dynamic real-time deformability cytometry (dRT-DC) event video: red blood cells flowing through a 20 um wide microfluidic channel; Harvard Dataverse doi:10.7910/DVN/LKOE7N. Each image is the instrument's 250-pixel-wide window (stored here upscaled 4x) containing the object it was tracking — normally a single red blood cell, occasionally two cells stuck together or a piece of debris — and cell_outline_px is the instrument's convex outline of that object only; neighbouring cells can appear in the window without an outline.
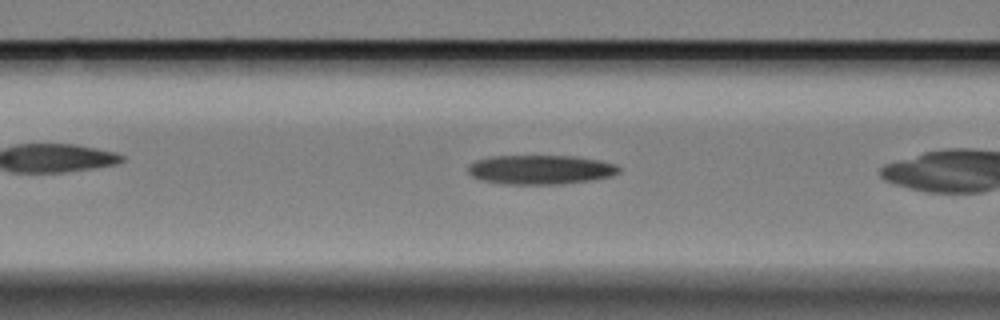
{"species": "Egyptian fruit bat (a non-hibernating species)", "species_latin": "Rousettus aegyptiacus", "temperature_condition": "cold", "stored_images_in_passage": 29, "camera_frame_rate_fps": 3000, "um_per_image_px": 0.085, "animal": {"sex": "female"}, "frame": {"image": 1, "passage_image": 5, "time_ms": 1.333, "image_size_px": [1000, 320], "cell_outline_px": [[620, 172], [612, 176], [592, 180], [560, 184], [500, 184], [480, 180], [472, 176], [468, 172], [468, 164], [476, 160], [488, 156], [576, 156], [600, 160], [616, 164], [620, 168]], "centroid_in_image_um": [45.93, 14.42], "position_along_channel_um": 120.7, "area_um2": 26.07}}
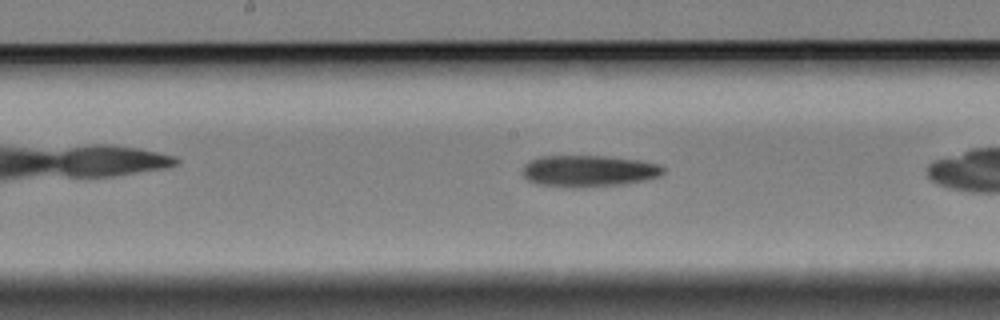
{"frame": {"image": 2, "passage_image": 12, "time_ms": 3.667, "image_size_px": [1000, 320], "cell_outline_px": [[664, 172], [660, 176], [644, 180], [624, 184], [572, 188], [568, 188], [536, 184], [528, 180], [524, 176], [524, 164], [540, 156], [612, 156], [640, 160], [656, 164], [664, 168]], "centroid_in_image_um": [50.04, 14.54], "position_along_channel_um": 198.2, "area_um2": 25.95}}
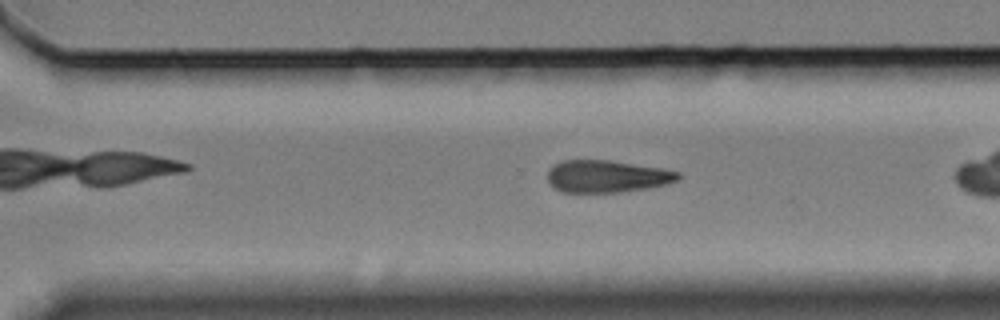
{"frame": {"image": 3, "passage_image": 23, "time_ms": 7.333, "image_size_px": [1000, 320], "cell_outline_px": [[680, 176], [676, 180], [664, 184], [648, 188], [620, 192], [560, 192], [548, 180], [548, 168], [552, 164], [560, 160], [608, 160], [660, 168], [680, 172]], "centroid_in_image_um": [51.53, 14.98], "position_along_channel_um": 319.1, "area_um2": 24.39}}